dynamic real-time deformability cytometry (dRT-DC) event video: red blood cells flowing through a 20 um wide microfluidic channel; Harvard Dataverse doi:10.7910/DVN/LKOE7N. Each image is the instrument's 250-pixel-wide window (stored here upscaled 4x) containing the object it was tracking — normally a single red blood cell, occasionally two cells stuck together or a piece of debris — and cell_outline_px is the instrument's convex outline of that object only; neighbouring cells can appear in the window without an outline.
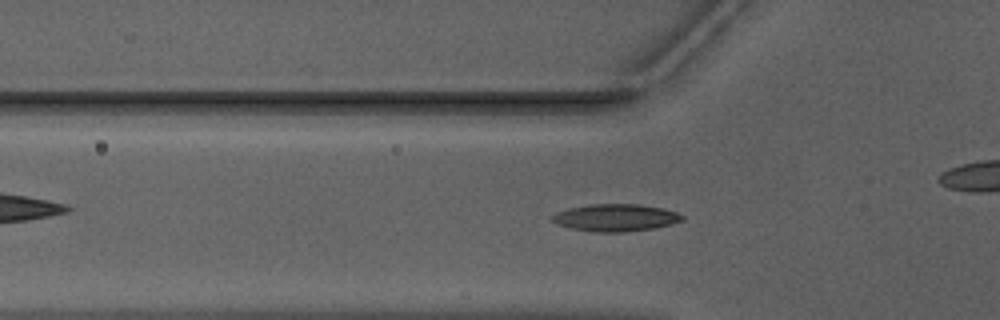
{"species": "Egyptian fruit bat (a non-hibernating species)", "species_latin": "Rousettus aegyptiacus", "temperature_condition": "warm", "stored_images_in_passage": 34, "camera_frame_rate_fps": 3000, "um_per_image_px": 0.085, "animal": {"sex": "male"}, "frame": {"image": 1, "passage_image": 8, "time_ms": 2.333, "image_size_px": [1000, 320], "cell_outline_px": [[684, 220], [672, 224], [652, 228], [624, 232], [592, 232], [572, 228], [556, 224], [548, 216], [556, 212], [568, 208], [588, 204], [640, 204], [664, 208], [676, 212], [684, 216]], "centroid_in_image_um": [52.3, 18.49], "position_along_channel_um": 73.5, "area_um2": 20.87}}
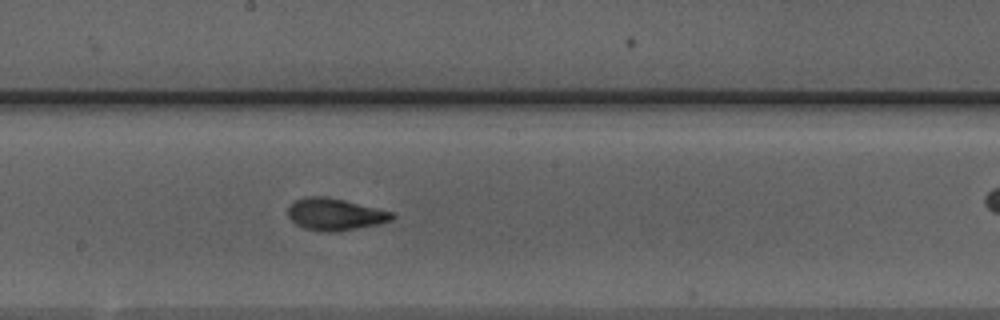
{"frame": {"image": 2, "passage_image": 19, "time_ms": 6.0, "image_size_px": [1000, 320], "cell_outline_px": [[396, 216], [392, 220], [376, 224], [336, 232], [320, 232], [304, 228], [296, 224], [288, 216], [288, 204], [304, 196], [324, 196], [344, 200], [392, 212]], "centroid_in_image_um": [28.43, 18.21], "position_along_channel_um": 219.8, "area_um2": 19.36}}
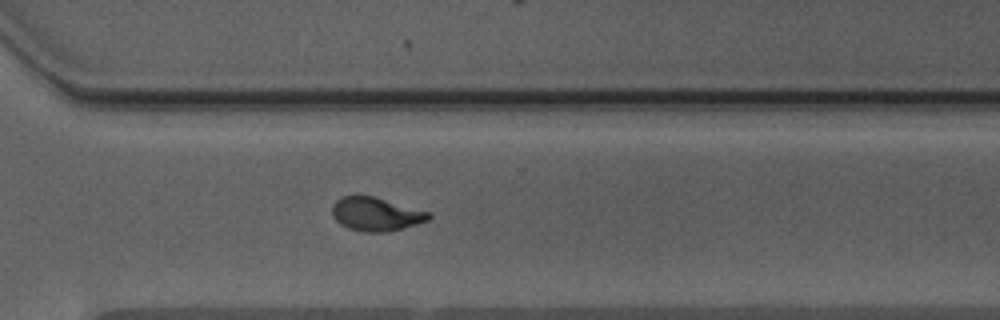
{"frame": {"image": 3, "passage_image": 28, "time_ms": 9.0, "image_size_px": [1000, 320], "cell_outline_px": [[432, 216], [428, 220], [416, 224], [388, 232], [364, 232], [348, 228], [340, 224], [332, 216], [332, 204], [340, 196], [372, 196], [432, 212]], "centroid_in_image_um": [31.95, 18.2], "position_along_channel_um": 338.6, "area_um2": 18.96}}